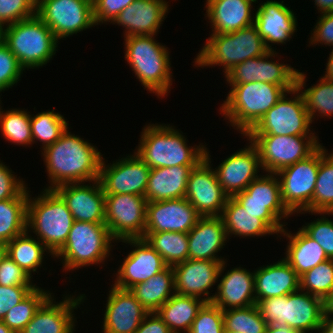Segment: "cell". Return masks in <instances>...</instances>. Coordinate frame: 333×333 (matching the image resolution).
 I'll list each match as a JSON object with an SVG mask.
<instances>
[{
  "label": "cell",
  "instance_id": "cell-1",
  "mask_svg": "<svg viewBox=\"0 0 333 333\" xmlns=\"http://www.w3.org/2000/svg\"><path fill=\"white\" fill-rule=\"evenodd\" d=\"M68 128L60 138L42 152L48 179L51 183L45 189L68 183L92 182L99 179L102 155L98 148Z\"/></svg>",
  "mask_w": 333,
  "mask_h": 333
},
{
  "label": "cell",
  "instance_id": "cell-2",
  "mask_svg": "<svg viewBox=\"0 0 333 333\" xmlns=\"http://www.w3.org/2000/svg\"><path fill=\"white\" fill-rule=\"evenodd\" d=\"M182 131L166 124H146L134 151L150 168L197 166L205 158L206 146H189Z\"/></svg>",
  "mask_w": 333,
  "mask_h": 333
},
{
  "label": "cell",
  "instance_id": "cell-3",
  "mask_svg": "<svg viewBox=\"0 0 333 333\" xmlns=\"http://www.w3.org/2000/svg\"><path fill=\"white\" fill-rule=\"evenodd\" d=\"M227 97L220 114L245 136L283 95L296 87H281L272 83L251 82L229 84Z\"/></svg>",
  "mask_w": 333,
  "mask_h": 333
},
{
  "label": "cell",
  "instance_id": "cell-4",
  "mask_svg": "<svg viewBox=\"0 0 333 333\" xmlns=\"http://www.w3.org/2000/svg\"><path fill=\"white\" fill-rule=\"evenodd\" d=\"M125 60L140 83L158 98L167 96L172 85L168 47L153 36L133 35L124 38Z\"/></svg>",
  "mask_w": 333,
  "mask_h": 333
},
{
  "label": "cell",
  "instance_id": "cell-5",
  "mask_svg": "<svg viewBox=\"0 0 333 333\" xmlns=\"http://www.w3.org/2000/svg\"><path fill=\"white\" fill-rule=\"evenodd\" d=\"M43 190L36 198L31 197L29 191L27 231H33L37 239L54 255L65 244L74 218L65 201L54 189Z\"/></svg>",
  "mask_w": 333,
  "mask_h": 333
},
{
  "label": "cell",
  "instance_id": "cell-6",
  "mask_svg": "<svg viewBox=\"0 0 333 333\" xmlns=\"http://www.w3.org/2000/svg\"><path fill=\"white\" fill-rule=\"evenodd\" d=\"M2 41L27 70L46 65L59 44L52 30L37 15L4 26Z\"/></svg>",
  "mask_w": 333,
  "mask_h": 333
},
{
  "label": "cell",
  "instance_id": "cell-7",
  "mask_svg": "<svg viewBox=\"0 0 333 333\" xmlns=\"http://www.w3.org/2000/svg\"><path fill=\"white\" fill-rule=\"evenodd\" d=\"M269 51L253 24L237 31L211 34L194 59L197 67L222 66L224 75L235 65Z\"/></svg>",
  "mask_w": 333,
  "mask_h": 333
},
{
  "label": "cell",
  "instance_id": "cell-8",
  "mask_svg": "<svg viewBox=\"0 0 333 333\" xmlns=\"http://www.w3.org/2000/svg\"><path fill=\"white\" fill-rule=\"evenodd\" d=\"M256 305L267 325H288L299 333L319 332L326 309L322 299L300 289L260 300Z\"/></svg>",
  "mask_w": 333,
  "mask_h": 333
},
{
  "label": "cell",
  "instance_id": "cell-9",
  "mask_svg": "<svg viewBox=\"0 0 333 333\" xmlns=\"http://www.w3.org/2000/svg\"><path fill=\"white\" fill-rule=\"evenodd\" d=\"M113 241L106 224L74 220L65 244L53 258H60L63 271L65 269L69 272L97 265L109 258Z\"/></svg>",
  "mask_w": 333,
  "mask_h": 333
},
{
  "label": "cell",
  "instance_id": "cell-10",
  "mask_svg": "<svg viewBox=\"0 0 333 333\" xmlns=\"http://www.w3.org/2000/svg\"><path fill=\"white\" fill-rule=\"evenodd\" d=\"M233 198L244 210L262 219L276 235L287 225L281 220L293 215L282 201L280 181L275 173L260 175Z\"/></svg>",
  "mask_w": 333,
  "mask_h": 333
},
{
  "label": "cell",
  "instance_id": "cell-11",
  "mask_svg": "<svg viewBox=\"0 0 333 333\" xmlns=\"http://www.w3.org/2000/svg\"><path fill=\"white\" fill-rule=\"evenodd\" d=\"M287 94L295 97L288 98ZM311 124L304 97L296 87L286 92L246 135L316 136Z\"/></svg>",
  "mask_w": 333,
  "mask_h": 333
},
{
  "label": "cell",
  "instance_id": "cell-12",
  "mask_svg": "<svg viewBox=\"0 0 333 333\" xmlns=\"http://www.w3.org/2000/svg\"><path fill=\"white\" fill-rule=\"evenodd\" d=\"M258 150L262 169L277 173L304 160L320 146L317 136L245 135Z\"/></svg>",
  "mask_w": 333,
  "mask_h": 333
},
{
  "label": "cell",
  "instance_id": "cell-13",
  "mask_svg": "<svg viewBox=\"0 0 333 333\" xmlns=\"http://www.w3.org/2000/svg\"><path fill=\"white\" fill-rule=\"evenodd\" d=\"M320 166V147L309 157L276 173L280 181L281 197L292 213H309Z\"/></svg>",
  "mask_w": 333,
  "mask_h": 333
},
{
  "label": "cell",
  "instance_id": "cell-14",
  "mask_svg": "<svg viewBox=\"0 0 333 333\" xmlns=\"http://www.w3.org/2000/svg\"><path fill=\"white\" fill-rule=\"evenodd\" d=\"M36 15L58 40L96 26L92 0H37Z\"/></svg>",
  "mask_w": 333,
  "mask_h": 333
},
{
  "label": "cell",
  "instance_id": "cell-15",
  "mask_svg": "<svg viewBox=\"0 0 333 333\" xmlns=\"http://www.w3.org/2000/svg\"><path fill=\"white\" fill-rule=\"evenodd\" d=\"M146 205L145 196L105 194V224L116 242L144 237Z\"/></svg>",
  "mask_w": 333,
  "mask_h": 333
},
{
  "label": "cell",
  "instance_id": "cell-16",
  "mask_svg": "<svg viewBox=\"0 0 333 333\" xmlns=\"http://www.w3.org/2000/svg\"><path fill=\"white\" fill-rule=\"evenodd\" d=\"M206 147L205 158L189 174L185 198L201 217L221 216L228 196L218 182Z\"/></svg>",
  "mask_w": 333,
  "mask_h": 333
},
{
  "label": "cell",
  "instance_id": "cell-17",
  "mask_svg": "<svg viewBox=\"0 0 333 333\" xmlns=\"http://www.w3.org/2000/svg\"><path fill=\"white\" fill-rule=\"evenodd\" d=\"M102 159L99 181L104 194H134L145 196L150 168L134 152L105 164Z\"/></svg>",
  "mask_w": 333,
  "mask_h": 333
},
{
  "label": "cell",
  "instance_id": "cell-18",
  "mask_svg": "<svg viewBox=\"0 0 333 333\" xmlns=\"http://www.w3.org/2000/svg\"><path fill=\"white\" fill-rule=\"evenodd\" d=\"M275 56L276 50H270L262 56L235 65L224 75L226 81L228 84L265 82L281 87H296L299 70L288 64L272 61Z\"/></svg>",
  "mask_w": 333,
  "mask_h": 333
},
{
  "label": "cell",
  "instance_id": "cell-19",
  "mask_svg": "<svg viewBox=\"0 0 333 333\" xmlns=\"http://www.w3.org/2000/svg\"><path fill=\"white\" fill-rule=\"evenodd\" d=\"M135 249L124 258L114 280V286L130 290L135 285L146 282L168 267L164 259L143 238L119 241Z\"/></svg>",
  "mask_w": 333,
  "mask_h": 333
},
{
  "label": "cell",
  "instance_id": "cell-20",
  "mask_svg": "<svg viewBox=\"0 0 333 333\" xmlns=\"http://www.w3.org/2000/svg\"><path fill=\"white\" fill-rule=\"evenodd\" d=\"M200 217L185 197L147 202L144 233H188Z\"/></svg>",
  "mask_w": 333,
  "mask_h": 333
},
{
  "label": "cell",
  "instance_id": "cell-21",
  "mask_svg": "<svg viewBox=\"0 0 333 333\" xmlns=\"http://www.w3.org/2000/svg\"><path fill=\"white\" fill-rule=\"evenodd\" d=\"M92 184L68 183L54 190L65 201L74 220L105 224V194L99 179ZM92 185V186H91Z\"/></svg>",
  "mask_w": 333,
  "mask_h": 333
},
{
  "label": "cell",
  "instance_id": "cell-22",
  "mask_svg": "<svg viewBox=\"0 0 333 333\" xmlns=\"http://www.w3.org/2000/svg\"><path fill=\"white\" fill-rule=\"evenodd\" d=\"M214 170L225 194L234 197L259 177L258 172L263 169L258 150L249 140V146L228 156Z\"/></svg>",
  "mask_w": 333,
  "mask_h": 333
},
{
  "label": "cell",
  "instance_id": "cell-23",
  "mask_svg": "<svg viewBox=\"0 0 333 333\" xmlns=\"http://www.w3.org/2000/svg\"><path fill=\"white\" fill-rule=\"evenodd\" d=\"M222 262L188 258L186 261L172 266L176 294L193 296L203 299L205 302H211L214 295H211L209 290L218 282Z\"/></svg>",
  "mask_w": 333,
  "mask_h": 333
},
{
  "label": "cell",
  "instance_id": "cell-24",
  "mask_svg": "<svg viewBox=\"0 0 333 333\" xmlns=\"http://www.w3.org/2000/svg\"><path fill=\"white\" fill-rule=\"evenodd\" d=\"M111 287L105 304L102 333H135L150 312L130 290Z\"/></svg>",
  "mask_w": 333,
  "mask_h": 333
},
{
  "label": "cell",
  "instance_id": "cell-25",
  "mask_svg": "<svg viewBox=\"0 0 333 333\" xmlns=\"http://www.w3.org/2000/svg\"><path fill=\"white\" fill-rule=\"evenodd\" d=\"M53 298L54 295H50L42 303L20 333H74L76 318L73 312L84 302L85 294L64 296L59 303Z\"/></svg>",
  "mask_w": 333,
  "mask_h": 333
},
{
  "label": "cell",
  "instance_id": "cell-26",
  "mask_svg": "<svg viewBox=\"0 0 333 333\" xmlns=\"http://www.w3.org/2000/svg\"><path fill=\"white\" fill-rule=\"evenodd\" d=\"M294 13L283 0H267L255 10L254 25L269 51L273 44H286L294 36L298 23Z\"/></svg>",
  "mask_w": 333,
  "mask_h": 333
},
{
  "label": "cell",
  "instance_id": "cell-27",
  "mask_svg": "<svg viewBox=\"0 0 333 333\" xmlns=\"http://www.w3.org/2000/svg\"><path fill=\"white\" fill-rule=\"evenodd\" d=\"M225 261L222 262L219 276L220 282L217 285V292L214 293L212 303L222 311L231 308H245L256 304L254 272L246 268L237 267L228 270L225 275Z\"/></svg>",
  "mask_w": 333,
  "mask_h": 333
},
{
  "label": "cell",
  "instance_id": "cell-28",
  "mask_svg": "<svg viewBox=\"0 0 333 333\" xmlns=\"http://www.w3.org/2000/svg\"><path fill=\"white\" fill-rule=\"evenodd\" d=\"M168 6L165 0H135L112 23L125 28L124 37L153 36L159 32L168 13Z\"/></svg>",
  "mask_w": 333,
  "mask_h": 333
},
{
  "label": "cell",
  "instance_id": "cell-29",
  "mask_svg": "<svg viewBox=\"0 0 333 333\" xmlns=\"http://www.w3.org/2000/svg\"><path fill=\"white\" fill-rule=\"evenodd\" d=\"M228 237L221 216L200 217L188 232L189 259L227 261L218 257Z\"/></svg>",
  "mask_w": 333,
  "mask_h": 333
},
{
  "label": "cell",
  "instance_id": "cell-30",
  "mask_svg": "<svg viewBox=\"0 0 333 333\" xmlns=\"http://www.w3.org/2000/svg\"><path fill=\"white\" fill-rule=\"evenodd\" d=\"M257 0H206V17L211 34L237 31L254 24L253 3ZM253 15V16H252Z\"/></svg>",
  "mask_w": 333,
  "mask_h": 333
},
{
  "label": "cell",
  "instance_id": "cell-31",
  "mask_svg": "<svg viewBox=\"0 0 333 333\" xmlns=\"http://www.w3.org/2000/svg\"><path fill=\"white\" fill-rule=\"evenodd\" d=\"M256 304L263 299L289 295L300 289V277L282 258L254 270Z\"/></svg>",
  "mask_w": 333,
  "mask_h": 333
},
{
  "label": "cell",
  "instance_id": "cell-32",
  "mask_svg": "<svg viewBox=\"0 0 333 333\" xmlns=\"http://www.w3.org/2000/svg\"><path fill=\"white\" fill-rule=\"evenodd\" d=\"M196 166H175L151 169L146 186L147 202L185 197L190 171Z\"/></svg>",
  "mask_w": 333,
  "mask_h": 333
},
{
  "label": "cell",
  "instance_id": "cell-33",
  "mask_svg": "<svg viewBox=\"0 0 333 333\" xmlns=\"http://www.w3.org/2000/svg\"><path fill=\"white\" fill-rule=\"evenodd\" d=\"M280 234L289 240L283 259L299 277L329 259L324 249L301 228L295 234L284 228Z\"/></svg>",
  "mask_w": 333,
  "mask_h": 333
},
{
  "label": "cell",
  "instance_id": "cell-34",
  "mask_svg": "<svg viewBox=\"0 0 333 333\" xmlns=\"http://www.w3.org/2000/svg\"><path fill=\"white\" fill-rule=\"evenodd\" d=\"M221 217L228 239L232 235L245 238L276 234L262 219L257 218V215L244 210L233 197H228Z\"/></svg>",
  "mask_w": 333,
  "mask_h": 333
},
{
  "label": "cell",
  "instance_id": "cell-35",
  "mask_svg": "<svg viewBox=\"0 0 333 333\" xmlns=\"http://www.w3.org/2000/svg\"><path fill=\"white\" fill-rule=\"evenodd\" d=\"M205 303L193 296L174 294L156 313L172 333H188L199 309Z\"/></svg>",
  "mask_w": 333,
  "mask_h": 333
},
{
  "label": "cell",
  "instance_id": "cell-36",
  "mask_svg": "<svg viewBox=\"0 0 333 333\" xmlns=\"http://www.w3.org/2000/svg\"><path fill=\"white\" fill-rule=\"evenodd\" d=\"M130 291L148 312H156L175 292L174 272L172 266L139 283Z\"/></svg>",
  "mask_w": 333,
  "mask_h": 333
},
{
  "label": "cell",
  "instance_id": "cell-37",
  "mask_svg": "<svg viewBox=\"0 0 333 333\" xmlns=\"http://www.w3.org/2000/svg\"><path fill=\"white\" fill-rule=\"evenodd\" d=\"M29 190L26 187L17 197L0 201V243L27 231V204Z\"/></svg>",
  "mask_w": 333,
  "mask_h": 333
},
{
  "label": "cell",
  "instance_id": "cell-38",
  "mask_svg": "<svg viewBox=\"0 0 333 333\" xmlns=\"http://www.w3.org/2000/svg\"><path fill=\"white\" fill-rule=\"evenodd\" d=\"M28 231L10 240L7 246V256L10 257L31 277L32 273L42 266L44 253L54 255L37 238L31 236Z\"/></svg>",
  "mask_w": 333,
  "mask_h": 333
},
{
  "label": "cell",
  "instance_id": "cell-39",
  "mask_svg": "<svg viewBox=\"0 0 333 333\" xmlns=\"http://www.w3.org/2000/svg\"><path fill=\"white\" fill-rule=\"evenodd\" d=\"M306 74L298 72L297 75V88L302 93L306 109L310 116L311 122H313L315 116L332 117L333 116V80H326L320 77L319 83L313 85L307 89L305 81ZM305 89V90H303ZM320 114V115H318Z\"/></svg>",
  "mask_w": 333,
  "mask_h": 333
},
{
  "label": "cell",
  "instance_id": "cell-40",
  "mask_svg": "<svg viewBox=\"0 0 333 333\" xmlns=\"http://www.w3.org/2000/svg\"><path fill=\"white\" fill-rule=\"evenodd\" d=\"M333 213V151L328 154L324 146H320V166L317 174L315 190L310 203V213Z\"/></svg>",
  "mask_w": 333,
  "mask_h": 333
},
{
  "label": "cell",
  "instance_id": "cell-41",
  "mask_svg": "<svg viewBox=\"0 0 333 333\" xmlns=\"http://www.w3.org/2000/svg\"><path fill=\"white\" fill-rule=\"evenodd\" d=\"M143 239L162 256L168 266H174L189 258L188 233H144Z\"/></svg>",
  "mask_w": 333,
  "mask_h": 333
},
{
  "label": "cell",
  "instance_id": "cell-42",
  "mask_svg": "<svg viewBox=\"0 0 333 333\" xmlns=\"http://www.w3.org/2000/svg\"><path fill=\"white\" fill-rule=\"evenodd\" d=\"M1 107L0 105V131L4 139L20 146L32 145L30 112L19 108L3 111Z\"/></svg>",
  "mask_w": 333,
  "mask_h": 333
},
{
  "label": "cell",
  "instance_id": "cell-43",
  "mask_svg": "<svg viewBox=\"0 0 333 333\" xmlns=\"http://www.w3.org/2000/svg\"><path fill=\"white\" fill-rule=\"evenodd\" d=\"M54 110L31 115L33 144L35 141L42 142V151L54 144L69 126L65 118L59 112L55 113Z\"/></svg>",
  "mask_w": 333,
  "mask_h": 333
},
{
  "label": "cell",
  "instance_id": "cell-44",
  "mask_svg": "<svg viewBox=\"0 0 333 333\" xmlns=\"http://www.w3.org/2000/svg\"><path fill=\"white\" fill-rule=\"evenodd\" d=\"M51 294L49 290L37 286L26 298L9 309L2 321L15 333H20Z\"/></svg>",
  "mask_w": 333,
  "mask_h": 333
},
{
  "label": "cell",
  "instance_id": "cell-45",
  "mask_svg": "<svg viewBox=\"0 0 333 333\" xmlns=\"http://www.w3.org/2000/svg\"><path fill=\"white\" fill-rule=\"evenodd\" d=\"M300 290L326 302L333 293V259H328L300 276Z\"/></svg>",
  "mask_w": 333,
  "mask_h": 333
},
{
  "label": "cell",
  "instance_id": "cell-46",
  "mask_svg": "<svg viewBox=\"0 0 333 333\" xmlns=\"http://www.w3.org/2000/svg\"><path fill=\"white\" fill-rule=\"evenodd\" d=\"M224 328L242 333H265L267 324L258 306L223 310Z\"/></svg>",
  "mask_w": 333,
  "mask_h": 333
},
{
  "label": "cell",
  "instance_id": "cell-47",
  "mask_svg": "<svg viewBox=\"0 0 333 333\" xmlns=\"http://www.w3.org/2000/svg\"><path fill=\"white\" fill-rule=\"evenodd\" d=\"M223 311L212 302L199 309L188 333H224Z\"/></svg>",
  "mask_w": 333,
  "mask_h": 333
},
{
  "label": "cell",
  "instance_id": "cell-48",
  "mask_svg": "<svg viewBox=\"0 0 333 333\" xmlns=\"http://www.w3.org/2000/svg\"><path fill=\"white\" fill-rule=\"evenodd\" d=\"M314 214H320V219L303 225L301 229L324 249L329 259H333V221L326 218V215L332 216L333 213Z\"/></svg>",
  "mask_w": 333,
  "mask_h": 333
},
{
  "label": "cell",
  "instance_id": "cell-49",
  "mask_svg": "<svg viewBox=\"0 0 333 333\" xmlns=\"http://www.w3.org/2000/svg\"><path fill=\"white\" fill-rule=\"evenodd\" d=\"M36 4L37 0H0V26L35 16Z\"/></svg>",
  "mask_w": 333,
  "mask_h": 333
},
{
  "label": "cell",
  "instance_id": "cell-50",
  "mask_svg": "<svg viewBox=\"0 0 333 333\" xmlns=\"http://www.w3.org/2000/svg\"><path fill=\"white\" fill-rule=\"evenodd\" d=\"M25 69L8 46L0 41V93L12 88L21 79Z\"/></svg>",
  "mask_w": 333,
  "mask_h": 333
},
{
  "label": "cell",
  "instance_id": "cell-51",
  "mask_svg": "<svg viewBox=\"0 0 333 333\" xmlns=\"http://www.w3.org/2000/svg\"><path fill=\"white\" fill-rule=\"evenodd\" d=\"M32 277L6 256L0 263L1 286H37L32 283Z\"/></svg>",
  "mask_w": 333,
  "mask_h": 333
},
{
  "label": "cell",
  "instance_id": "cell-52",
  "mask_svg": "<svg viewBox=\"0 0 333 333\" xmlns=\"http://www.w3.org/2000/svg\"><path fill=\"white\" fill-rule=\"evenodd\" d=\"M135 0H92L93 17L96 26L115 20L121 11Z\"/></svg>",
  "mask_w": 333,
  "mask_h": 333
},
{
  "label": "cell",
  "instance_id": "cell-53",
  "mask_svg": "<svg viewBox=\"0 0 333 333\" xmlns=\"http://www.w3.org/2000/svg\"><path fill=\"white\" fill-rule=\"evenodd\" d=\"M13 173L0 160V201L17 197L27 187L25 182Z\"/></svg>",
  "mask_w": 333,
  "mask_h": 333
},
{
  "label": "cell",
  "instance_id": "cell-54",
  "mask_svg": "<svg viewBox=\"0 0 333 333\" xmlns=\"http://www.w3.org/2000/svg\"><path fill=\"white\" fill-rule=\"evenodd\" d=\"M37 286H1L0 285V320L13 306L26 298Z\"/></svg>",
  "mask_w": 333,
  "mask_h": 333
},
{
  "label": "cell",
  "instance_id": "cell-55",
  "mask_svg": "<svg viewBox=\"0 0 333 333\" xmlns=\"http://www.w3.org/2000/svg\"><path fill=\"white\" fill-rule=\"evenodd\" d=\"M308 39H310V45L333 46V12L322 14L319 17L313 31H311V37Z\"/></svg>",
  "mask_w": 333,
  "mask_h": 333
},
{
  "label": "cell",
  "instance_id": "cell-56",
  "mask_svg": "<svg viewBox=\"0 0 333 333\" xmlns=\"http://www.w3.org/2000/svg\"><path fill=\"white\" fill-rule=\"evenodd\" d=\"M135 333H172L156 312L149 313Z\"/></svg>",
  "mask_w": 333,
  "mask_h": 333
},
{
  "label": "cell",
  "instance_id": "cell-57",
  "mask_svg": "<svg viewBox=\"0 0 333 333\" xmlns=\"http://www.w3.org/2000/svg\"><path fill=\"white\" fill-rule=\"evenodd\" d=\"M319 333H333V313L324 311Z\"/></svg>",
  "mask_w": 333,
  "mask_h": 333
},
{
  "label": "cell",
  "instance_id": "cell-58",
  "mask_svg": "<svg viewBox=\"0 0 333 333\" xmlns=\"http://www.w3.org/2000/svg\"><path fill=\"white\" fill-rule=\"evenodd\" d=\"M318 12L322 14L333 12V0H314Z\"/></svg>",
  "mask_w": 333,
  "mask_h": 333
},
{
  "label": "cell",
  "instance_id": "cell-59",
  "mask_svg": "<svg viewBox=\"0 0 333 333\" xmlns=\"http://www.w3.org/2000/svg\"><path fill=\"white\" fill-rule=\"evenodd\" d=\"M265 333H299L288 325L278 327L276 325H267Z\"/></svg>",
  "mask_w": 333,
  "mask_h": 333
},
{
  "label": "cell",
  "instance_id": "cell-60",
  "mask_svg": "<svg viewBox=\"0 0 333 333\" xmlns=\"http://www.w3.org/2000/svg\"><path fill=\"white\" fill-rule=\"evenodd\" d=\"M328 62L326 63V68H325V74L322 76L326 80H333V48L331 53L329 54V58L327 60Z\"/></svg>",
  "mask_w": 333,
  "mask_h": 333
},
{
  "label": "cell",
  "instance_id": "cell-61",
  "mask_svg": "<svg viewBox=\"0 0 333 333\" xmlns=\"http://www.w3.org/2000/svg\"><path fill=\"white\" fill-rule=\"evenodd\" d=\"M7 256V246L6 244L0 243V263Z\"/></svg>",
  "mask_w": 333,
  "mask_h": 333
},
{
  "label": "cell",
  "instance_id": "cell-62",
  "mask_svg": "<svg viewBox=\"0 0 333 333\" xmlns=\"http://www.w3.org/2000/svg\"><path fill=\"white\" fill-rule=\"evenodd\" d=\"M326 310L329 313H333V293L330 298L325 302Z\"/></svg>",
  "mask_w": 333,
  "mask_h": 333
},
{
  "label": "cell",
  "instance_id": "cell-63",
  "mask_svg": "<svg viewBox=\"0 0 333 333\" xmlns=\"http://www.w3.org/2000/svg\"><path fill=\"white\" fill-rule=\"evenodd\" d=\"M0 333H15L2 320H0Z\"/></svg>",
  "mask_w": 333,
  "mask_h": 333
},
{
  "label": "cell",
  "instance_id": "cell-64",
  "mask_svg": "<svg viewBox=\"0 0 333 333\" xmlns=\"http://www.w3.org/2000/svg\"><path fill=\"white\" fill-rule=\"evenodd\" d=\"M224 333H242V332L224 329Z\"/></svg>",
  "mask_w": 333,
  "mask_h": 333
},
{
  "label": "cell",
  "instance_id": "cell-65",
  "mask_svg": "<svg viewBox=\"0 0 333 333\" xmlns=\"http://www.w3.org/2000/svg\"><path fill=\"white\" fill-rule=\"evenodd\" d=\"M2 40V27L0 26V41Z\"/></svg>",
  "mask_w": 333,
  "mask_h": 333
}]
</instances>
